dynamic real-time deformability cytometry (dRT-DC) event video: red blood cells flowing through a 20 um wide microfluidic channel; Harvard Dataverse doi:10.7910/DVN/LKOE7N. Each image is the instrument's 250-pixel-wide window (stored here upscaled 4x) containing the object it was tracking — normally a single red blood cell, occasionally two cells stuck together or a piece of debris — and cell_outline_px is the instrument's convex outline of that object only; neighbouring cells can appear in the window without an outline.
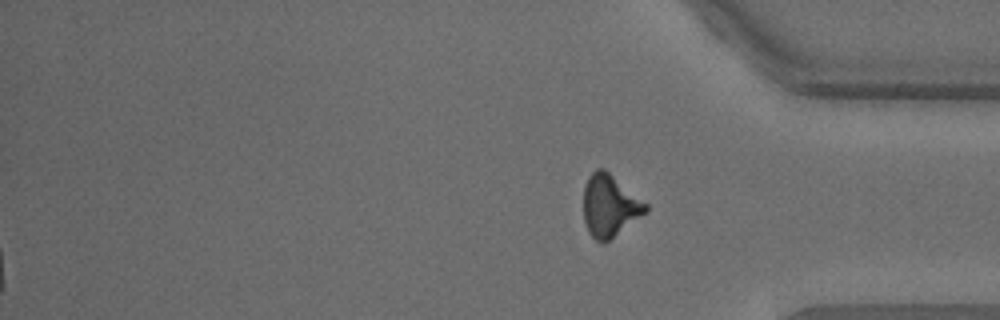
{"species": "common noctule bat (a hibernating species)", "species_latin": "Nyctalus noctula", "temperature_condition": "warm", "stored_images_in_passage": 28, "segment_of_instrument_passage": [2, 2], "camera_frame_rate_fps": 3000, "um_per_image_px": 0.085, "animal": {"sex": "male", "body_mass_g": 18.8}, "frame": {"image": 1, "passage_image": 28, "time_ms": 9.0, "image_size_px": [1000, 320], "cell_outline_px": [[648, 212], [604, 244], [596, 240], [588, 232], [584, 220], [584, 184], [588, 176], [596, 168], [604, 168], [648, 204]], "centroid_in_image_um": [51.83, 17.49], "position_along_channel_um": 383.4, "area_um2": 22.66}}